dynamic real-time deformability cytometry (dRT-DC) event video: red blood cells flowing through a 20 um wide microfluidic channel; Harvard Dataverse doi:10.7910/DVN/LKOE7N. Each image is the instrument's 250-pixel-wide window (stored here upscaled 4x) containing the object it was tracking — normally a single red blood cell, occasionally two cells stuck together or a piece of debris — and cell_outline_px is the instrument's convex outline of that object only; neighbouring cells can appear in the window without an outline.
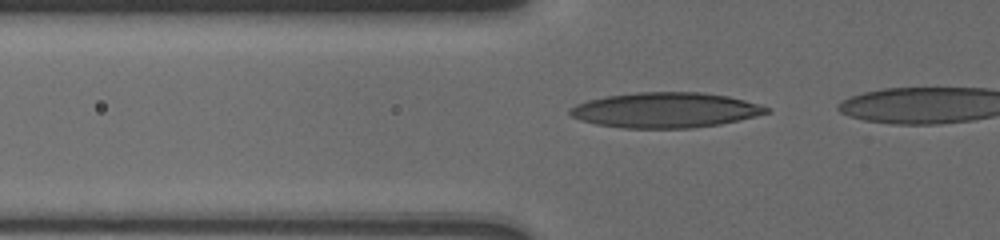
{"species": "human", "species_latin": "Homo sapiens", "temperature_condition": "cold", "stored_images_in_passage": 9, "camera_frame_rate_fps": 3000, "um_per_image_px": 0.085, "donor": {"sex": "male"}, "frame": {"image": 1, "passage_image": 3, "time_ms": 0.333, "image_size_px": [1000, 240], "cell_outline_px": [[772, 112], [756, 116], [720, 124], [692, 128], [624, 128], [596, 124], [580, 120], [572, 116], [568, 112], [568, 108], [576, 104], [588, 100], [604, 96], [636, 92], [700, 92], [728, 96], [760, 104], [768, 108]], "centroid_in_image_um": [56.54, 9.35], "position_along_channel_um": 69.3, "area_um2": 40.46}}